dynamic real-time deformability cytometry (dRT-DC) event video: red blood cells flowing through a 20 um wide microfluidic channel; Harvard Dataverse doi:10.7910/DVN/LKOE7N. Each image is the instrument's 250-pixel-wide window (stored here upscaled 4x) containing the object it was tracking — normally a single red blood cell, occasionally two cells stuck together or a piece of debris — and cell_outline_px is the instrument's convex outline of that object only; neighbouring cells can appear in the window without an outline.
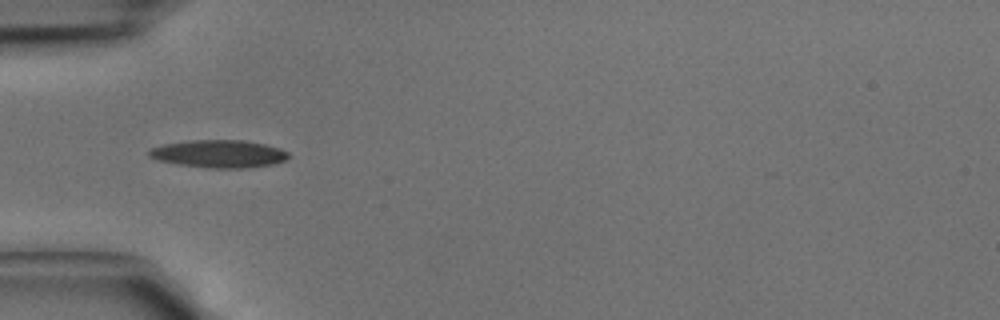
{"species": "common noctule bat (a hibernating species)", "species_latin": "Nyctalus noctula", "temperature_condition": "cold", "stored_images_in_passage": 28, "camera_frame_rate_fps": 3000, "um_per_image_px": 0.085, "animal": {"sex": "male", "body_mass_g": 15.6}, "frame": {"image": 1, "passage_image": 9, "time_ms": 2.667, "image_size_px": [1000, 320], "cell_outline_px": [[288, 156], [284, 160], [272, 164], [244, 168], [208, 168], [180, 164], [160, 160], [148, 156], [148, 148], [164, 144], [188, 140], [244, 140], [264, 144], [280, 148], [288, 152]], "centroid_in_image_um": [18.58, 13.06], "position_along_channel_um": 66.4, "area_um2": 22.37}}